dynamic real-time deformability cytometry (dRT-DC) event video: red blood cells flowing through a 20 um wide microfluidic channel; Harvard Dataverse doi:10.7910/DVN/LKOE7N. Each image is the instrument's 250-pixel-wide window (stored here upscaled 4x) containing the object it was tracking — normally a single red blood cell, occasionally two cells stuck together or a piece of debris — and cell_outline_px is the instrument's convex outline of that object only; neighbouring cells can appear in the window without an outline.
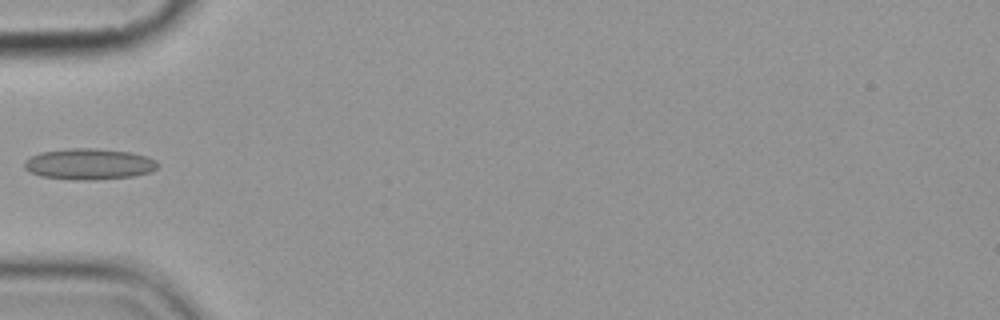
{"species": "common noctule bat (a hibernating species)", "species_latin": "Nyctalus noctula", "temperature_condition": "cold", "stored_images_in_passage": 5, "camera_frame_rate_fps": 3000, "um_per_image_px": 0.085, "animal": {"sex": "female", "body_mass_g": 19.9}, "frame": {"image": 1, "passage_image": 5, "time_ms": 5.333, "image_size_px": [1000, 320], "cell_outline_px": [[160, 164], [152, 172], [132, 176], [96, 180], [68, 180], [40, 176], [28, 172], [24, 168], [24, 160], [40, 152], [68, 148], [96, 148], [128, 152], [148, 156], [156, 160]], "centroid_in_image_um": [7.55, 13.95], "position_along_channel_um": 77.4, "area_um2": 24.51}}